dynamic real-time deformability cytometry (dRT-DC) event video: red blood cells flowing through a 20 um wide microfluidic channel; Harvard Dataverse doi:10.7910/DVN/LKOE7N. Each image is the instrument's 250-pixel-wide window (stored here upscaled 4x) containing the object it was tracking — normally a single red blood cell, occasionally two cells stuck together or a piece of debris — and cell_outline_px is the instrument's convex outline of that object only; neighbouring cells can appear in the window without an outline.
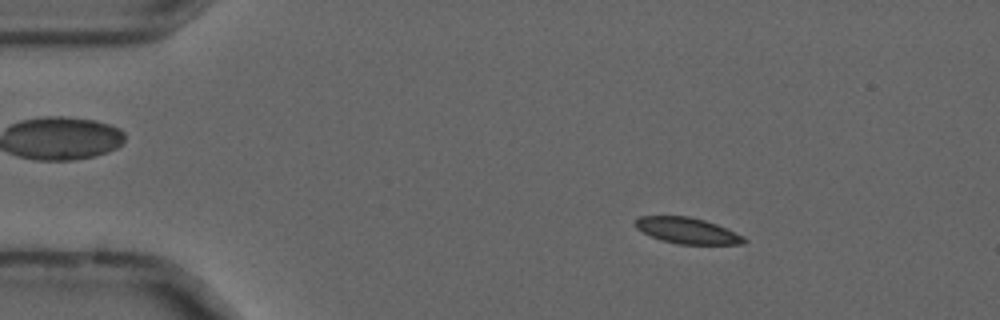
{"species": "common noctule bat (a hibernating species)", "species_latin": "Nyctalus noctula", "temperature_condition": "cold", "stored_images_in_passage": 54, "camera_frame_rate_fps": 3000, "um_per_image_px": 0.085, "animal": {"sex": "male", "forearm_length_mm": 52.5}, "frame": {"image": 1, "passage_image": 8, "time_ms": 2.333, "image_size_px": [1000, 320], "cell_outline_px": [[748, 240], [744, 244], [680, 244], [660, 240], [636, 228], [632, 224], [640, 216], [688, 216], [704, 220], [728, 228], [744, 236]], "centroid_in_image_um": [58.44, 19.6], "position_along_channel_um": 26.6, "area_um2": 16.53}}
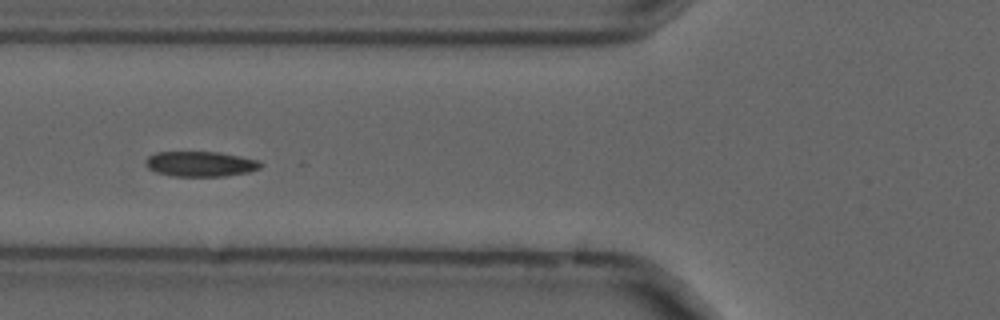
{"frame": {"image": 2, "passage_image": 20, "time_ms": 6.333, "image_size_px": [1000, 320], "cell_outline_px": [[264, 164], [260, 168], [248, 172], [224, 176], [172, 176], [156, 172], [148, 168], [144, 164], [144, 160], [148, 156], [156, 152], [220, 152], [260, 160]], "centroid_in_image_um": [17.04, 13.93], "position_along_channel_um": 108.8, "area_um2": 17.05}}
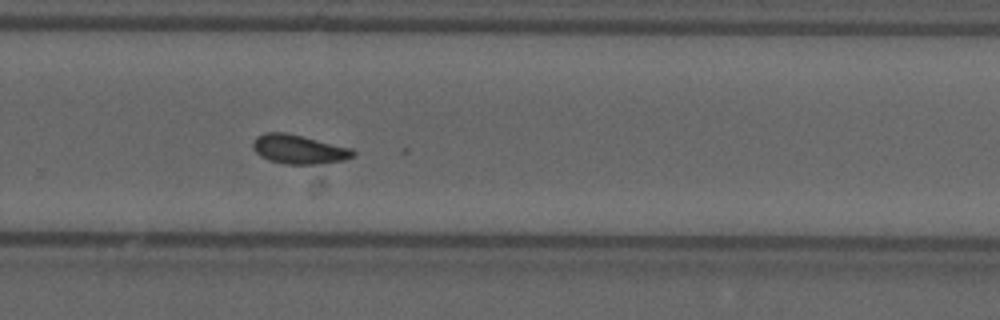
{"frame": {"image": 3, "passage_image": 36, "time_ms": 11.667, "image_size_px": [1000, 320], "cell_outline_px": [[356, 152], [352, 156], [344, 160], [316, 164], [284, 164], [268, 160], [260, 156], [256, 152], [252, 144], [252, 140], [256, 136], [264, 132], [284, 132], [352, 148]], "centroid_in_image_um": [25.36, 12.69], "position_along_channel_um": 304.4, "area_um2": 16.94}, "authors_computed_cell_mechanics": {"area_um2": 16.9065, "velocity_mm_per_s": 3.6733, "shape_relaxation_time_tau1_ms": 10.4849, "shape_relaxation_time_tau2_ms": 3.764, "deformation_change_tau1": 0.1632, "deformation_change_tau2": 0.0745}}